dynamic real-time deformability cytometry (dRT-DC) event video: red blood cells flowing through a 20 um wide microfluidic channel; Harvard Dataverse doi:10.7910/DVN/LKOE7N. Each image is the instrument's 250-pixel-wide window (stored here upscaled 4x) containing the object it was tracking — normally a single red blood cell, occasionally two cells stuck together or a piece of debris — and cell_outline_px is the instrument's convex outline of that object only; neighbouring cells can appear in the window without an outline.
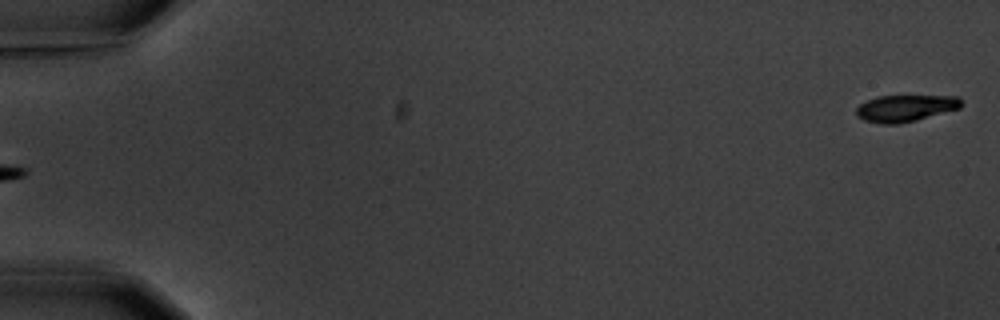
{"species": "common noctule bat (a hibernating species)", "species_latin": "Nyctalus noctula", "temperature_condition": "warm", "stored_images_in_passage": 7, "segment_of_instrument_passage": [2, 2], "camera_frame_rate_fps": 3000, "um_per_image_px": 0.085, "animal": {"sex": "male", "body_mass_g": 20.1, "forearm_length_mm": 53.5}, "frame": {"image": 1, "passage_image": 7, "time_ms": 6.667, "image_size_px": [1000, 320], "cell_outline_px": [[964, 104], [960, 108], [916, 120], [900, 124], [880, 124], [864, 120], [856, 116], [856, 108], [860, 104], [876, 96], [960, 96]], "centroid_in_image_um": [76.97, 9.2], "position_along_channel_um": 8.0, "area_um2": 16.47}}